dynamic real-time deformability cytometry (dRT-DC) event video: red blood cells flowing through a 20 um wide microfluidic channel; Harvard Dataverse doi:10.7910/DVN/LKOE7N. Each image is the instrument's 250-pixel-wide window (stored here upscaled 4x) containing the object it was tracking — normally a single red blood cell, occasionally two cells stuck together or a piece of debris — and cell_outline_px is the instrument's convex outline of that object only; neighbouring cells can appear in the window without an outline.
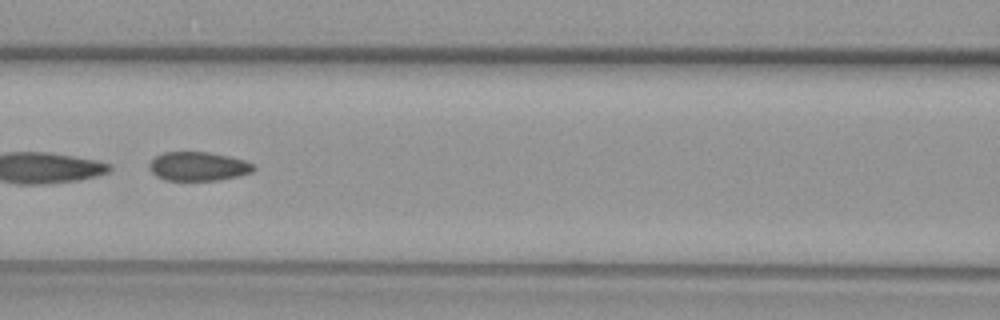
{"species": "common noctule bat (a hibernating species)", "species_latin": "Nyctalus noctula", "temperature_condition": "warm", "stored_images_in_passage": 45, "camera_frame_rate_fps": 3000, "um_per_image_px": 0.085, "animal": {"sex": "female", "body_mass_g": 29.2, "forearm_length_mm": 56.3}, "frame": {"image": 1, "passage_image": 20, "time_ms": 6.333, "image_size_px": [1000, 320], "cell_outline_px": [[256, 168], [252, 172], [220, 180], [164, 180], [156, 176], [148, 168], [148, 164], [156, 156], [164, 152], [208, 152], [228, 156], [244, 160], [256, 164]], "centroid_in_image_um": [16.85, 14.14], "position_along_channel_um": 149.7, "area_um2": 17.63}}